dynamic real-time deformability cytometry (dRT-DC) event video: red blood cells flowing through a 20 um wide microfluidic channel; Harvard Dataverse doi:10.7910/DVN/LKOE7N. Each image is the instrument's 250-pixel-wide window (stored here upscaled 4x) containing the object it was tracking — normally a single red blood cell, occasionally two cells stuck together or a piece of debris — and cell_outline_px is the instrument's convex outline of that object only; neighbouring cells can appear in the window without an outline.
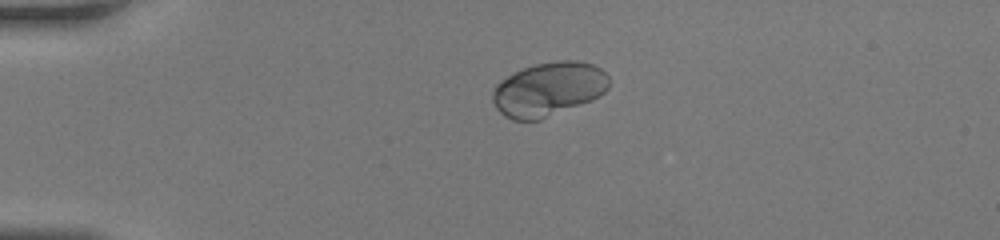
{"species": "human", "species_latin": "Homo sapiens", "temperature_condition": "room temperature", "stored_images_in_passage": 34, "camera_frame_rate_fps": 3000, "um_per_image_px": 0.085, "donor": {"sex": "female"}, "frame": {"image": 1, "passage_image": 1, "time_ms": 0.0, "image_size_px": [1000, 240], "cell_outline_px": [[608, 88], [600, 96], [592, 100], [540, 120], [512, 120], [504, 116], [496, 108], [492, 100], [492, 92], [496, 84], [508, 76], [524, 68], [536, 64], [556, 60], [576, 60], [592, 64], [600, 68], [608, 76]], "centroid_in_image_um": [46.62, 7.59], "position_along_channel_um": 38.4, "area_um2": 36.59}}
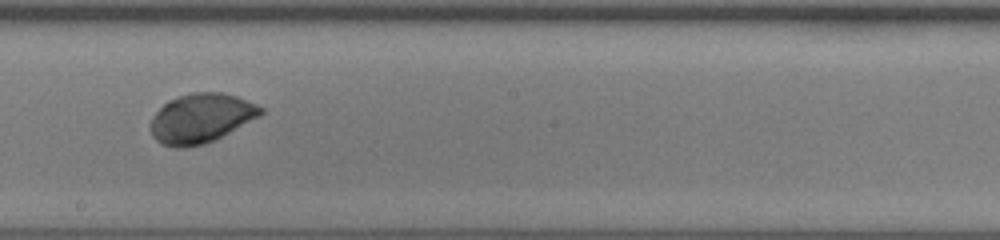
{"frame": {"image": 2, "passage_image": 15, "time_ms": 4.667, "image_size_px": [1000, 240], "cell_outline_px": [[264, 112], [260, 116], [216, 140], [204, 144], [184, 148], [172, 148], [160, 144], [152, 136], [148, 128], [148, 124], [152, 116], [168, 100], [192, 92], [220, 92], [236, 96], [256, 104], [264, 108]], "centroid_in_image_um": [17.05, 10.07], "position_along_channel_um": 231.1, "area_um2": 32.14}}
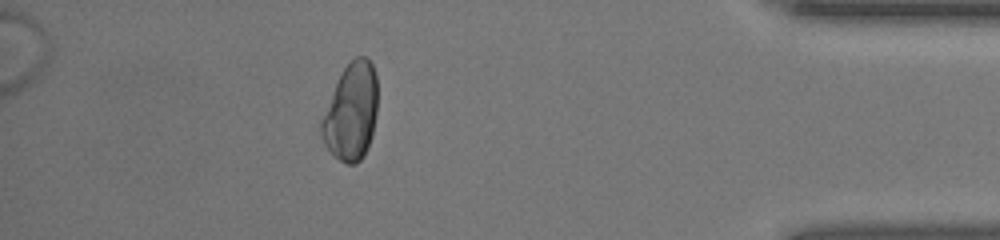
{"frame": {"image": 3, "passage_image": 29, "time_ms": 9.333, "image_size_px": [1000, 240], "cell_outline_px": [[376, 116], [372, 136], [368, 148], [364, 156], [356, 164], [348, 164], [340, 160], [324, 144], [320, 132], [320, 120], [336, 84], [344, 68], [356, 56], [364, 56], [372, 64], [376, 72]], "centroid_in_image_um": [29.85, 9.53], "position_along_channel_um": 405.3, "area_um2": 31.56}}